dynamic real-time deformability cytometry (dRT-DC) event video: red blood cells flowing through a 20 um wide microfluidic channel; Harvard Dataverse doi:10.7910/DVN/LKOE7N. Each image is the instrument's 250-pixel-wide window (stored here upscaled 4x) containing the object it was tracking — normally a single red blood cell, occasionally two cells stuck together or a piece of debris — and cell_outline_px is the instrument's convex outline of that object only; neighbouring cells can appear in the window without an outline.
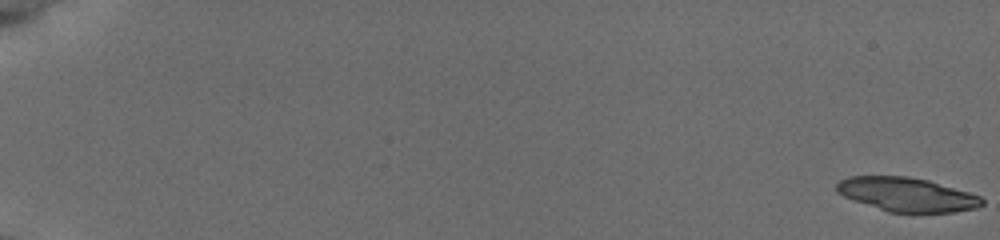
{"species": "common noctule bat (a hibernating species)", "species_latin": "Nyctalus noctula", "temperature_condition": "cold", "stored_images_in_passage": 23, "camera_frame_rate_fps": 3000, "um_per_image_px": 0.085, "animal": {"sex": "female", "body_mass_g": 19.5, "forearm_length_mm": 54.1}, "frame": {"image": 1, "passage_image": 1, "time_ms": 0.0, "image_size_px": [1000, 240], "cell_outline_px": [[984, 204], [976, 208], [952, 212], [912, 216], [888, 212], [852, 200], [836, 192], [836, 184], [840, 180], [848, 176], [908, 176], [928, 180], [968, 192], [980, 196], [984, 200]], "centroid_in_image_um": [77.08, 16.58], "position_along_channel_um": 7.9, "area_um2": 29.65}}
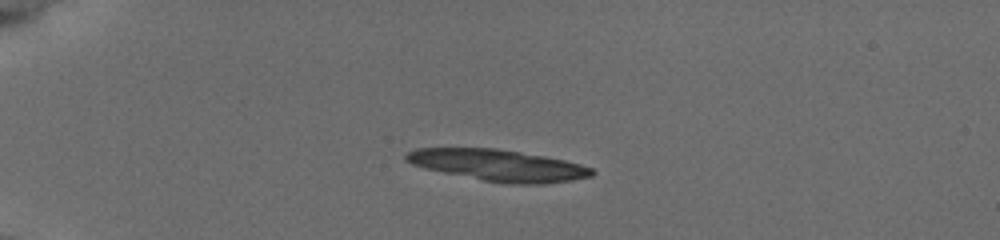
{"frame": {"image": 2, "passage_image": 17, "time_ms": 5.0, "image_size_px": [1000, 240], "cell_outline_px": [[596, 172], [592, 176], [572, 180], [544, 184], [508, 184], [484, 180], [424, 168], [412, 164], [404, 160], [404, 156], [408, 152], [416, 148], [496, 148], [544, 156], [564, 160], [580, 164], [592, 168]], "centroid_in_image_um": [42.37, 14.05], "position_along_channel_um": 42.6, "area_um2": 33.93}}